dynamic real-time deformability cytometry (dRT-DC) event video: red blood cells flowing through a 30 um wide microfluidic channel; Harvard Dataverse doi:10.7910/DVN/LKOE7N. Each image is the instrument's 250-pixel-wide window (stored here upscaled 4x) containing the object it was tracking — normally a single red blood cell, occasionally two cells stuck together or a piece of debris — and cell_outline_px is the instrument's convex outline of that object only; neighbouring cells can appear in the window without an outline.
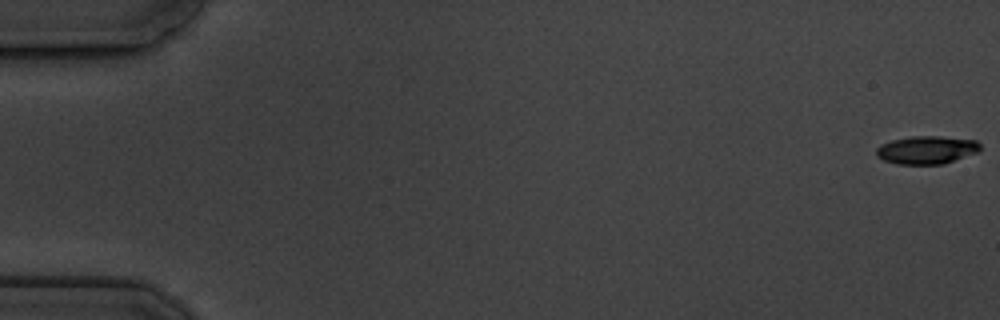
{"species": "common noctule bat (a hibernating species)", "species_latin": "Nyctalus noctula", "temperature_condition": "cold", "stored_images_in_passage": 6, "camera_frame_rate_fps": 3000, "um_per_image_px": 0.085, "animal": {"sex": "male", "body_mass_g": 19.5, "forearm_length_mm": 54.6}, "frame": {"image": 1, "passage_image": 1, "time_ms": 0.0, "image_size_px": [1000, 320], "cell_outline_px": [[980, 152], [944, 164], [896, 164], [884, 160], [876, 156], [876, 148], [880, 144], [892, 140], [912, 136], [940, 136], [976, 140], [980, 144]], "centroid_in_image_um": [78.78, 12.74], "position_along_channel_um": 6.2, "area_um2": 17.17}}
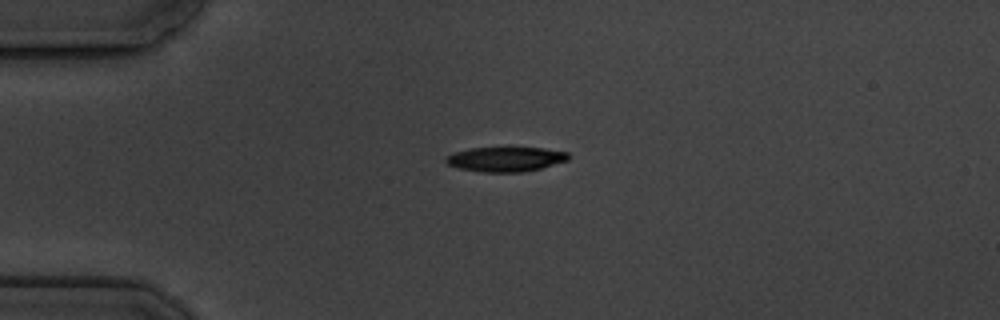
{"frame": {"image": 2, "passage_image": 5, "time_ms": 4.667, "image_size_px": [1000, 320], "cell_outline_px": [[568, 160], [540, 168], [524, 172], [484, 172], [460, 168], [448, 164], [444, 160], [448, 156], [456, 152], [472, 148], [544, 148], [568, 152]], "centroid_in_image_um": [43.0, 13.53], "position_along_channel_um": 42.0, "area_um2": 17.28}}